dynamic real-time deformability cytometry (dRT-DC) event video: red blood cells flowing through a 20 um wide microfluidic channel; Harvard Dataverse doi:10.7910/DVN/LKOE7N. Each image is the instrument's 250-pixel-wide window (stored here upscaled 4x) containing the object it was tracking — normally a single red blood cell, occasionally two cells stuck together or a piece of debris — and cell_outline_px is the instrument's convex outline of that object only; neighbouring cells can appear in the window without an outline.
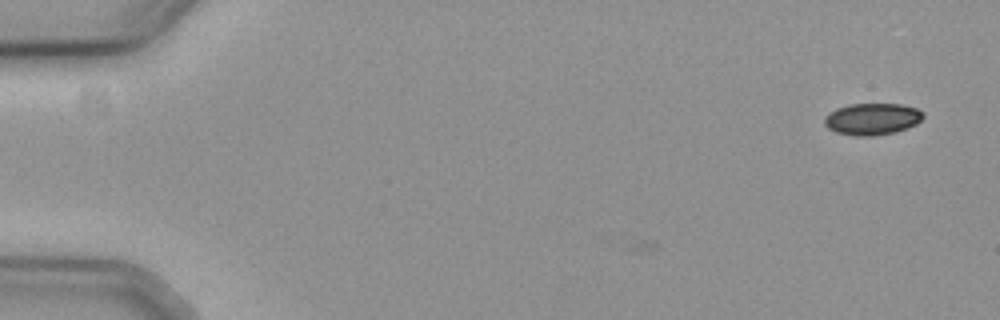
{"species": "common noctule bat (a hibernating species)", "species_latin": "Nyctalus noctula", "temperature_condition": "cold", "stored_images_in_passage": 2, "camera_frame_rate_fps": 3000, "um_per_image_px": 0.085, "animal": {"sex": "female", "body_mass_g": 19.3, "forearm_length_mm": 54.1}, "frame": {"image": 1, "passage_image": 2, "time_ms": 0.333, "image_size_px": [1000, 320], "cell_outline_px": [[924, 116], [916, 124], [896, 132], [876, 136], [852, 136], [836, 132], [828, 128], [824, 124], [824, 120], [836, 108], [852, 104], [900, 104], [916, 108], [924, 112]], "centroid_in_image_um": [74.16, 10.13], "position_along_channel_um": 10.8, "area_um2": 18.21}}